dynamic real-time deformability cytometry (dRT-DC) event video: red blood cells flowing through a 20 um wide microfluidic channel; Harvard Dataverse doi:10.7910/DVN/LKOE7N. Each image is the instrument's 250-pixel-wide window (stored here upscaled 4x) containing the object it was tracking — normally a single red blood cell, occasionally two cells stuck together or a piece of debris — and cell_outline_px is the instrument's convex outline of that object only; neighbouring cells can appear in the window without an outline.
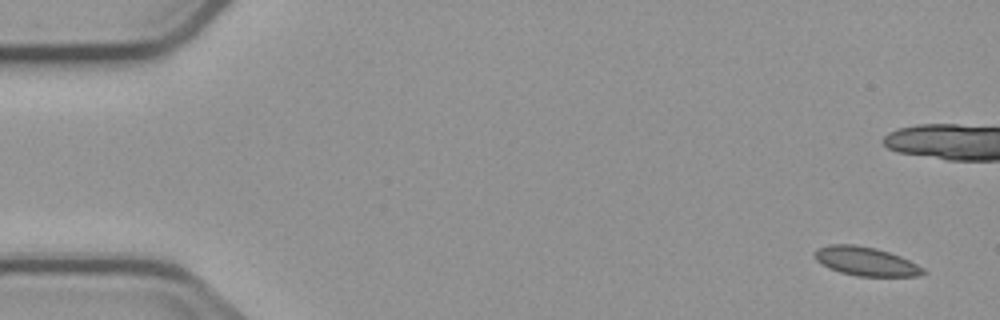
{"species": "common noctule bat (a hibernating species)", "species_latin": "Nyctalus noctula", "temperature_condition": "cold", "stored_images_in_passage": 7, "camera_frame_rate_fps": 3000, "um_per_image_px": 0.085, "animal": {"sex": "male", "body_mass_g": 23.1, "forearm_length_mm": 52.7}, "frame": {"image": 1, "passage_image": 1, "time_ms": 0.0, "image_size_px": [1000, 320], "cell_outline_px": [[928, 272], [920, 276], [856, 276], [840, 272], [828, 268], [816, 260], [812, 252], [828, 244], [856, 244], [876, 248], [900, 256], [924, 268]], "centroid_in_image_um": [73.58, 22.21], "position_along_channel_um": 11.4, "area_um2": 18.32}}